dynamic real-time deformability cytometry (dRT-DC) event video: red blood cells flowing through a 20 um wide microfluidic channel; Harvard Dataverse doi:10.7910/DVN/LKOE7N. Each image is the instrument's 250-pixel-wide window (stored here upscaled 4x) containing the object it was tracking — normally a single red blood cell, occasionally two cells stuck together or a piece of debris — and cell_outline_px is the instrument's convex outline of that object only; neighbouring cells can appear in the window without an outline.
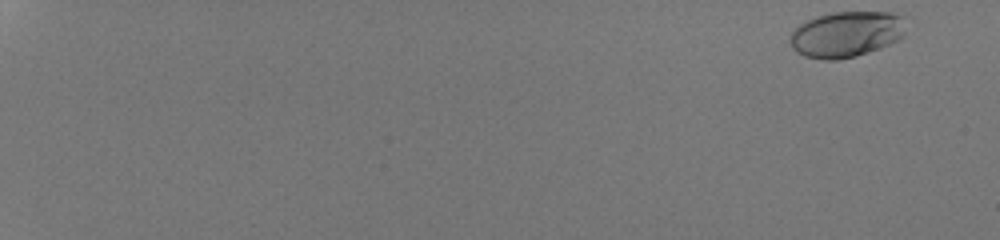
{"species": "human", "species_latin": "Homo sapiens", "temperature_condition": "room temperature", "stored_images_in_passage": 52, "camera_frame_rate_fps": 3000, "um_per_image_px": 0.085, "donor": {"sex": "male"}, "frame": {"image": 1, "passage_image": 1, "time_ms": 0.0, "image_size_px": [1000, 240], "cell_outline_px": [[904, 36], [900, 40], [880, 48], [856, 56], [836, 60], [824, 60], [804, 56], [796, 52], [792, 48], [788, 40], [792, 32], [800, 24], [816, 16], [832, 12], [892, 12], [904, 16]], "centroid_in_image_um": [71.94, 2.91], "position_along_channel_um": 13.1, "area_um2": 31.27}}
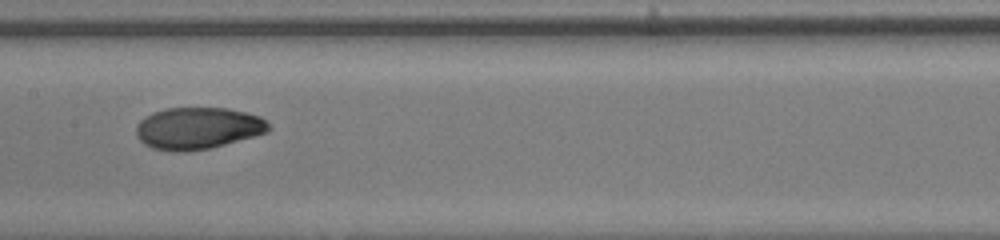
{"frame": {"image": 2, "passage_image": 31, "time_ms": 10.0, "image_size_px": [1000, 240], "cell_outline_px": [[272, 128], [268, 132], [224, 144], [208, 148], [184, 152], [176, 152], [152, 148], [144, 144], [136, 136], [136, 124], [144, 116], [152, 112], [164, 108], [228, 108], [260, 116]], "centroid_in_image_um": [16.77, 10.89], "position_along_channel_um": 190.6, "area_um2": 32.37}}
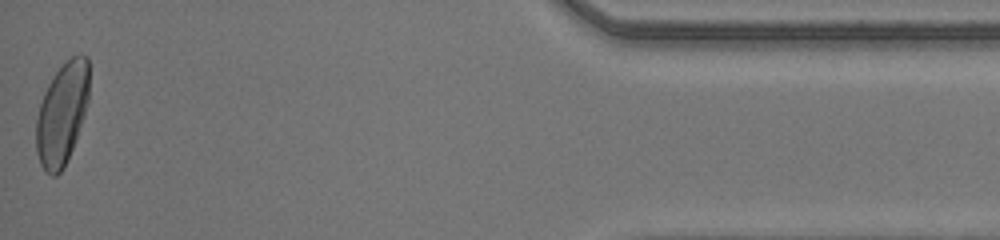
{"frame": {"image": 3, "passage_image": 52, "time_ms": 17.0, "image_size_px": [1000, 240], "cell_outline_px": [[88, 100], [84, 116], [72, 148], [64, 168], [56, 176], [52, 176], [44, 172], [40, 164], [36, 152], [36, 120], [40, 104], [44, 92], [52, 76], [72, 56], [80, 52], [88, 56]], "centroid_in_image_um": [5.26, 9.68], "position_along_channel_um": 429.9, "area_um2": 31.5}, "authors_computed_cell_mechanics": {"area_um2": 31.0386, "velocity_mm_per_s": 4.2578, "shape_relaxation_time_tau1_ms": 6.0735, "shape_relaxation_time_tau2_ms": null, "deformation_change_tau1": 0.2296, "deformation_change_tau2": null}}